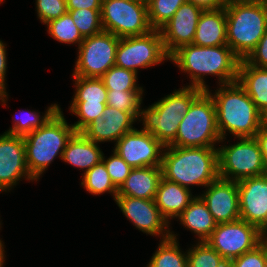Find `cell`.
Masks as SVG:
<instances>
[{"mask_svg": "<svg viewBox=\"0 0 267 267\" xmlns=\"http://www.w3.org/2000/svg\"><path fill=\"white\" fill-rule=\"evenodd\" d=\"M263 123L267 126V113L264 115Z\"/></svg>", "mask_w": 267, "mask_h": 267, "instance_id": "681fc988", "label": "cell"}, {"mask_svg": "<svg viewBox=\"0 0 267 267\" xmlns=\"http://www.w3.org/2000/svg\"><path fill=\"white\" fill-rule=\"evenodd\" d=\"M176 236L171 231L170 238L160 241L146 267H188L187 254L180 249Z\"/></svg>", "mask_w": 267, "mask_h": 267, "instance_id": "484cf974", "label": "cell"}, {"mask_svg": "<svg viewBox=\"0 0 267 267\" xmlns=\"http://www.w3.org/2000/svg\"><path fill=\"white\" fill-rule=\"evenodd\" d=\"M81 186L92 195H100L105 192L112 193L116 200L118 189L112 182L103 161L93 166L86 173H83Z\"/></svg>", "mask_w": 267, "mask_h": 267, "instance_id": "83f0119b", "label": "cell"}, {"mask_svg": "<svg viewBox=\"0 0 267 267\" xmlns=\"http://www.w3.org/2000/svg\"><path fill=\"white\" fill-rule=\"evenodd\" d=\"M119 39L104 30L93 36L85 37L78 47V58L72 76L101 78L115 65Z\"/></svg>", "mask_w": 267, "mask_h": 267, "instance_id": "8fae6325", "label": "cell"}, {"mask_svg": "<svg viewBox=\"0 0 267 267\" xmlns=\"http://www.w3.org/2000/svg\"><path fill=\"white\" fill-rule=\"evenodd\" d=\"M115 202L138 230L151 236H162L161 240L171 237L170 222L161 215L154 199L117 196Z\"/></svg>", "mask_w": 267, "mask_h": 267, "instance_id": "5bb4252c", "label": "cell"}, {"mask_svg": "<svg viewBox=\"0 0 267 267\" xmlns=\"http://www.w3.org/2000/svg\"><path fill=\"white\" fill-rule=\"evenodd\" d=\"M108 91H143L137 85V74L131 70L114 65L102 77Z\"/></svg>", "mask_w": 267, "mask_h": 267, "instance_id": "4dcf8cb0", "label": "cell"}, {"mask_svg": "<svg viewBox=\"0 0 267 267\" xmlns=\"http://www.w3.org/2000/svg\"><path fill=\"white\" fill-rule=\"evenodd\" d=\"M267 260V242L265 239L254 249L231 260L233 267H264Z\"/></svg>", "mask_w": 267, "mask_h": 267, "instance_id": "f35d334b", "label": "cell"}, {"mask_svg": "<svg viewBox=\"0 0 267 267\" xmlns=\"http://www.w3.org/2000/svg\"><path fill=\"white\" fill-rule=\"evenodd\" d=\"M161 169L163 178L188 189L192 185L206 187L219 177L218 150L165 146Z\"/></svg>", "mask_w": 267, "mask_h": 267, "instance_id": "3957f363", "label": "cell"}, {"mask_svg": "<svg viewBox=\"0 0 267 267\" xmlns=\"http://www.w3.org/2000/svg\"><path fill=\"white\" fill-rule=\"evenodd\" d=\"M165 146L143 130L126 133L114 146V151L132 168L161 166Z\"/></svg>", "mask_w": 267, "mask_h": 267, "instance_id": "4fadbf2b", "label": "cell"}, {"mask_svg": "<svg viewBox=\"0 0 267 267\" xmlns=\"http://www.w3.org/2000/svg\"><path fill=\"white\" fill-rule=\"evenodd\" d=\"M233 145H221L218 150L219 177L240 181L267 173L259 144L255 137L238 138Z\"/></svg>", "mask_w": 267, "mask_h": 267, "instance_id": "ba28073f", "label": "cell"}, {"mask_svg": "<svg viewBox=\"0 0 267 267\" xmlns=\"http://www.w3.org/2000/svg\"><path fill=\"white\" fill-rule=\"evenodd\" d=\"M245 60L255 67L267 68V32Z\"/></svg>", "mask_w": 267, "mask_h": 267, "instance_id": "ab89813d", "label": "cell"}, {"mask_svg": "<svg viewBox=\"0 0 267 267\" xmlns=\"http://www.w3.org/2000/svg\"><path fill=\"white\" fill-rule=\"evenodd\" d=\"M261 235L265 238L267 236V218L266 221L259 227Z\"/></svg>", "mask_w": 267, "mask_h": 267, "instance_id": "bcb514c9", "label": "cell"}, {"mask_svg": "<svg viewBox=\"0 0 267 267\" xmlns=\"http://www.w3.org/2000/svg\"><path fill=\"white\" fill-rule=\"evenodd\" d=\"M245 1L267 3V0H245Z\"/></svg>", "mask_w": 267, "mask_h": 267, "instance_id": "c3c4849f", "label": "cell"}, {"mask_svg": "<svg viewBox=\"0 0 267 267\" xmlns=\"http://www.w3.org/2000/svg\"><path fill=\"white\" fill-rule=\"evenodd\" d=\"M101 23L104 31L118 38L140 36L153 30L146 0H102Z\"/></svg>", "mask_w": 267, "mask_h": 267, "instance_id": "9c48e42d", "label": "cell"}, {"mask_svg": "<svg viewBox=\"0 0 267 267\" xmlns=\"http://www.w3.org/2000/svg\"><path fill=\"white\" fill-rule=\"evenodd\" d=\"M7 45L4 44L0 40V100L3 103V106L6 105L7 98H8V92H6V82H5V76H6V70H7V57H6V47Z\"/></svg>", "mask_w": 267, "mask_h": 267, "instance_id": "60d3db41", "label": "cell"}, {"mask_svg": "<svg viewBox=\"0 0 267 267\" xmlns=\"http://www.w3.org/2000/svg\"><path fill=\"white\" fill-rule=\"evenodd\" d=\"M255 139L259 144L264 164L267 169V126L264 123L261 125L259 131L256 133Z\"/></svg>", "mask_w": 267, "mask_h": 267, "instance_id": "7bdbcfd3", "label": "cell"}, {"mask_svg": "<svg viewBox=\"0 0 267 267\" xmlns=\"http://www.w3.org/2000/svg\"><path fill=\"white\" fill-rule=\"evenodd\" d=\"M202 10H215L225 7L227 3L224 0H187Z\"/></svg>", "mask_w": 267, "mask_h": 267, "instance_id": "ee69618b", "label": "cell"}, {"mask_svg": "<svg viewBox=\"0 0 267 267\" xmlns=\"http://www.w3.org/2000/svg\"><path fill=\"white\" fill-rule=\"evenodd\" d=\"M188 267H219L226 260L207 242L193 245L187 252Z\"/></svg>", "mask_w": 267, "mask_h": 267, "instance_id": "d6a6232c", "label": "cell"}, {"mask_svg": "<svg viewBox=\"0 0 267 267\" xmlns=\"http://www.w3.org/2000/svg\"><path fill=\"white\" fill-rule=\"evenodd\" d=\"M22 177L35 180L27 169L24 138L3 133L0 136V192L14 188Z\"/></svg>", "mask_w": 267, "mask_h": 267, "instance_id": "9a60e30c", "label": "cell"}, {"mask_svg": "<svg viewBox=\"0 0 267 267\" xmlns=\"http://www.w3.org/2000/svg\"><path fill=\"white\" fill-rule=\"evenodd\" d=\"M194 198L190 189L162 177L154 200L161 215L169 222L177 218Z\"/></svg>", "mask_w": 267, "mask_h": 267, "instance_id": "7402d4cb", "label": "cell"}, {"mask_svg": "<svg viewBox=\"0 0 267 267\" xmlns=\"http://www.w3.org/2000/svg\"><path fill=\"white\" fill-rule=\"evenodd\" d=\"M113 154L106 160L103 155L102 161L104 162L107 172L110 175L112 182L115 187L119 189L124 183L126 178L129 176L132 171V167L129 166L117 152L112 151Z\"/></svg>", "mask_w": 267, "mask_h": 267, "instance_id": "8d00e7d4", "label": "cell"}, {"mask_svg": "<svg viewBox=\"0 0 267 267\" xmlns=\"http://www.w3.org/2000/svg\"><path fill=\"white\" fill-rule=\"evenodd\" d=\"M240 219L258 228L267 218V173L237 181Z\"/></svg>", "mask_w": 267, "mask_h": 267, "instance_id": "ac0fdd59", "label": "cell"}, {"mask_svg": "<svg viewBox=\"0 0 267 267\" xmlns=\"http://www.w3.org/2000/svg\"><path fill=\"white\" fill-rule=\"evenodd\" d=\"M192 44L204 47L227 45L225 7L203 10Z\"/></svg>", "mask_w": 267, "mask_h": 267, "instance_id": "44dd1931", "label": "cell"}, {"mask_svg": "<svg viewBox=\"0 0 267 267\" xmlns=\"http://www.w3.org/2000/svg\"><path fill=\"white\" fill-rule=\"evenodd\" d=\"M59 108L58 104H51L43 116L38 112L28 110L20 118L16 117L17 119H14L13 127L4 133L24 137L42 127Z\"/></svg>", "mask_w": 267, "mask_h": 267, "instance_id": "1f68e13d", "label": "cell"}, {"mask_svg": "<svg viewBox=\"0 0 267 267\" xmlns=\"http://www.w3.org/2000/svg\"><path fill=\"white\" fill-rule=\"evenodd\" d=\"M46 25L50 36L60 43H75L79 47L84 40V37L81 35L68 12L58 19L51 20Z\"/></svg>", "mask_w": 267, "mask_h": 267, "instance_id": "f1b7e54d", "label": "cell"}, {"mask_svg": "<svg viewBox=\"0 0 267 267\" xmlns=\"http://www.w3.org/2000/svg\"><path fill=\"white\" fill-rule=\"evenodd\" d=\"M70 110L75 116L79 117V121L72 124L76 133H81L95 119H98L107 106L106 104H70Z\"/></svg>", "mask_w": 267, "mask_h": 267, "instance_id": "d590c367", "label": "cell"}, {"mask_svg": "<svg viewBox=\"0 0 267 267\" xmlns=\"http://www.w3.org/2000/svg\"><path fill=\"white\" fill-rule=\"evenodd\" d=\"M225 10L227 46L246 59L267 32V3L234 1Z\"/></svg>", "mask_w": 267, "mask_h": 267, "instance_id": "5b68a950", "label": "cell"}, {"mask_svg": "<svg viewBox=\"0 0 267 267\" xmlns=\"http://www.w3.org/2000/svg\"><path fill=\"white\" fill-rule=\"evenodd\" d=\"M204 90L191 86L175 89L147 109H140L139 121H143L141 130L150 133L164 146L175 138L182 118L188 113L191 104Z\"/></svg>", "mask_w": 267, "mask_h": 267, "instance_id": "8992f818", "label": "cell"}, {"mask_svg": "<svg viewBox=\"0 0 267 267\" xmlns=\"http://www.w3.org/2000/svg\"><path fill=\"white\" fill-rule=\"evenodd\" d=\"M226 3L234 2V1H245V0H224Z\"/></svg>", "mask_w": 267, "mask_h": 267, "instance_id": "f907efd6", "label": "cell"}, {"mask_svg": "<svg viewBox=\"0 0 267 267\" xmlns=\"http://www.w3.org/2000/svg\"><path fill=\"white\" fill-rule=\"evenodd\" d=\"M75 133L59 108L42 127L23 137L27 169L35 181L56 156L62 159L63 151Z\"/></svg>", "mask_w": 267, "mask_h": 267, "instance_id": "277c9868", "label": "cell"}, {"mask_svg": "<svg viewBox=\"0 0 267 267\" xmlns=\"http://www.w3.org/2000/svg\"><path fill=\"white\" fill-rule=\"evenodd\" d=\"M169 60L160 30H151L140 36L119 39L115 65L138 74L139 68H148Z\"/></svg>", "mask_w": 267, "mask_h": 267, "instance_id": "30bf717a", "label": "cell"}, {"mask_svg": "<svg viewBox=\"0 0 267 267\" xmlns=\"http://www.w3.org/2000/svg\"><path fill=\"white\" fill-rule=\"evenodd\" d=\"M220 140L215 104L204 91L191 104L180 122L176 138L168 146L216 148V143H220Z\"/></svg>", "mask_w": 267, "mask_h": 267, "instance_id": "52a82bcc", "label": "cell"}, {"mask_svg": "<svg viewBox=\"0 0 267 267\" xmlns=\"http://www.w3.org/2000/svg\"><path fill=\"white\" fill-rule=\"evenodd\" d=\"M3 241L0 242V267H4V262H5V250H4V245L2 243Z\"/></svg>", "mask_w": 267, "mask_h": 267, "instance_id": "f6af8a7d", "label": "cell"}, {"mask_svg": "<svg viewBox=\"0 0 267 267\" xmlns=\"http://www.w3.org/2000/svg\"><path fill=\"white\" fill-rule=\"evenodd\" d=\"M99 145L87 139L82 133H75L63 151L64 162L83 169L84 173L102 161L104 153Z\"/></svg>", "mask_w": 267, "mask_h": 267, "instance_id": "603a6c76", "label": "cell"}, {"mask_svg": "<svg viewBox=\"0 0 267 267\" xmlns=\"http://www.w3.org/2000/svg\"><path fill=\"white\" fill-rule=\"evenodd\" d=\"M264 240L257 226L244 220L218 223L205 241L226 261L254 249Z\"/></svg>", "mask_w": 267, "mask_h": 267, "instance_id": "7c38bea8", "label": "cell"}, {"mask_svg": "<svg viewBox=\"0 0 267 267\" xmlns=\"http://www.w3.org/2000/svg\"><path fill=\"white\" fill-rule=\"evenodd\" d=\"M72 77L76 91L71 104H106L108 90L101 78Z\"/></svg>", "mask_w": 267, "mask_h": 267, "instance_id": "4316f807", "label": "cell"}, {"mask_svg": "<svg viewBox=\"0 0 267 267\" xmlns=\"http://www.w3.org/2000/svg\"><path fill=\"white\" fill-rule=\"evenodd\" d=\"M148 20L154 30H160L187 0H146Z\"/></svg>", "mask_w": 267, "mask_h": 267, "instance_id": "f546056e", "label": "cell"}, {"mask_svg": "<svg viewBox=\"0 0 267 267\" xmlns=\"http://www.w3.org/2000/svg\"><path fill=\"white\" fill-rule=\"evenodd\" d=\"M138 120L132 113L106 106L104 113L89 124L81 133L95 143L115 141L133 131L132 125Z\"/></svg>", "mask_w": 267, "mask_h": 267, "instance_id": "d6986e66", "label": "cell"}, {"mask_svg": "<svg viewBox=\"0 0 267 267\" xmlns=\"http://www.w3.org/2000/svg\"><path fill=\"white\" fill-rule=\"evenodd\" d=\"M202 12L200 7L186 2L160 29L163 46L169 56L179 47L193 43L197 23Z\"/></svg>", "mask_w": 267, "mask_h": 267, "instance_id": "e0dca14e", "label": "cell"}, {"mask_svg": "<svg viewBox=\"0 0 267 267\" xmlns=\"http://www.w3.org/2000/svg\"><path fill=\"white\" fill-rule=\"evenodd\" d=\"M161 178V166L133 168L118 189L117 196L155 199Z\"/></svg>", "mask_w": 267, "mask_h": 267, "instance_id": "ffe728a7", "label": "cell"}, {"mask_svg": "<svg viewBox=\"0 0 267 267\" xmlns=\"http://www.w3.org/2000/svg\"><path fill=\"white\" fill-rule=\"evenodd\" d=\"M143 91H108L106 105L132 113L139 119Z\"/></svg>", "mask_w": 267, "mask_h": 267, "instance_id": "e575fe53", "label": "cell"}, {"mask_svg": "<svg viewBox=\"0 0 267 267\" xmlns=\"http://www.w3.org/2000/svg\"><path fill=\"white\" fill-rule=\"evenodd\" d=\"M219 267H233L231 264V261H225L223 264H221Z\"/></svg>", "mask_w": 267, "mask_h": 267, "instance_id": "7dc6e473", "label": "cell"}, {"mask_svg": "<svg viewBox=\"0 0 267 267\" xmlns=\"http://www.w3.org/2000/svg\"><path fill=\"white\" fill-rule=\"evenodd\" d=\"M205 188L204 194L199 196L206 203L217 224L240 219L237 181L218 177Z\"/></svg>", "mask_w": 267, "mask_h": 267, "instance_id": "2e32d148", "label": "cell"}, {"mask_svg": "<svg viewBox=\"0 0 267 267\" xmlns=\"http://www.w3.org/2000/svg\"><path fill=\"white\" fill-rule=\"evenodd\" d=\"M219 86L213 94L209 89L206 92L215 104L220 142L226 139L228 131L236 138L255 137L263 124V114L238 81Z\"/></svg>", "mask_w": 267, "mask_h": 267, "instance_id": "7a4b0ae2", "label": "cell"}, {"mask_svg": "<svg viewBox=\"0 0 267 267\" xmlns=\"http://www.w3.org/2000/svg\"><path fill=\"white\" fill-rule=\"evenodd\" d=\"M37 16L41 23H48L66 14V0H36Z\"/></svg>", "mask_w": 267, "mask_h": 267, "instance_id": "74e56055", "label": "cell"}, {"mask_svg": "<svg viewBox=\"0 0 267 267\" xmlns=\"http://www.w3.org/2000/svg\"><path fill=\"white\" fill-rule=\"evenodd\" d=\"M177 218L187 230L199 237V242L206 241L217 226V222L209 212L206 203L200 196L196 197V195Z\"/></svg>", "mask_w": 267, "mask_h": 267, "instance_id": "d4e9b609", "label": "cell"}, {"mask_svg": "<svg viewBox=\"0 0 267 267\" xmlns=\"http://www.w3.org/2000/svg\"><path fill=\"white\" fill-rule=\"evenodd\" d=\"M169 60L179 67V70L189 74L191 84L187 86L209 89L203 76L218 77L219 84L237 82L241 59L227 46H196L187 44L179 47Z\"/></svg>", "mask_w": 267, "mask_h": 267, "instance_id": "6da1fadb", "label": "cell"}, {"mask_svg": "<svg viewBox=\"0 0 267 267\" xmlns=\"http://www.w3.org/2000/svg\"><path fill=\"white\" fill-rule=\"evenodd\" d=\"M237 81L264 116L267 113V68L255 67L243 59L239 64Z\"/></svg>", "mask_w": 267, "mask_h": 267, "instance_id": "cb8c5ba5", "label": "cell"}, {"mask_svg": "<svg viewBox=\"0 0 267 267\" xmlns=\"http://www.w3.org/2000/svg\"><path fill=\"white\" fill-rule=\"evenodd\" d=\"M67 10L102 9V0H66Z\"/></svg>", "mask_w": 267, "mask_h": 267, "instance_id": "b9f144b4", "label": "cell"}, {"mask_svg": "<svg viewBox=\"0 0 267 267\" xmlns=\"http://www.w3.org/2000/svg\"><path fill=\"white\" fill-rule=\"evenodd\" d=\"M81 35L93 36L103 31L101 23V9H76L67 10Z\"/></svg>", "mask_w": 267, "mask_h": 267, "instance_id": "836d02e7", "label": "cell"}]
</instances>
